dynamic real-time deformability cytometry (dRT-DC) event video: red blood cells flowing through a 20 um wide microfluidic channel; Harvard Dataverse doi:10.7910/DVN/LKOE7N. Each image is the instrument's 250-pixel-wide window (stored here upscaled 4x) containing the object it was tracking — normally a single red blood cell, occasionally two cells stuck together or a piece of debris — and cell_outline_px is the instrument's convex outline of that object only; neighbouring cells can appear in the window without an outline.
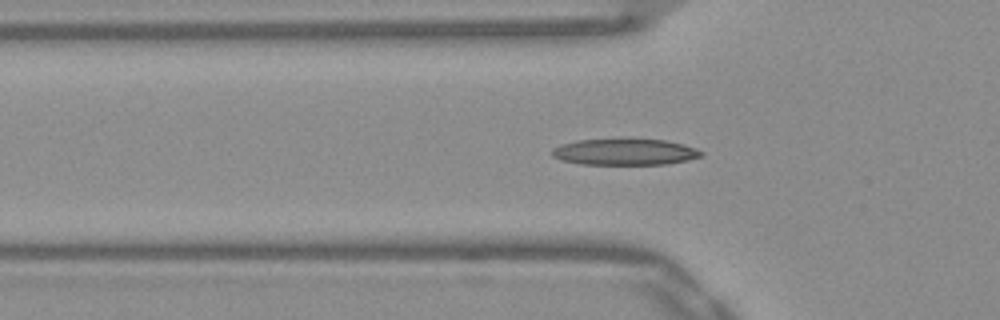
{"species": "Egyptian fruit bat (a non-hibernating species)", "species_latin": "Rousettus aegyptiacus", "temperature_condition": "warm", "stored_images_in_passage": 43, "segment_of_instrument_passage": [1, 2], "camera_frame_rate_fps": 3000, "um_per_image_px": 0.085, "frame": {"image": 1, "passage_image": 7, "time_ms": 2.0, "image_size_px": [1000, 320], "cell_outline_px": [[704, 156], [688, 160], [664, 164], [580, 164], [560, 160], [552, 156], [552, 148], [560, 144], [576, 140], [628, 136], [664, 140], [684, 144], [696, 148], [704, 152]], "centroid_in_image_um": [53.1, 12.86], "position_along_channel_um": 72.7, "area_um2": 23.99}}
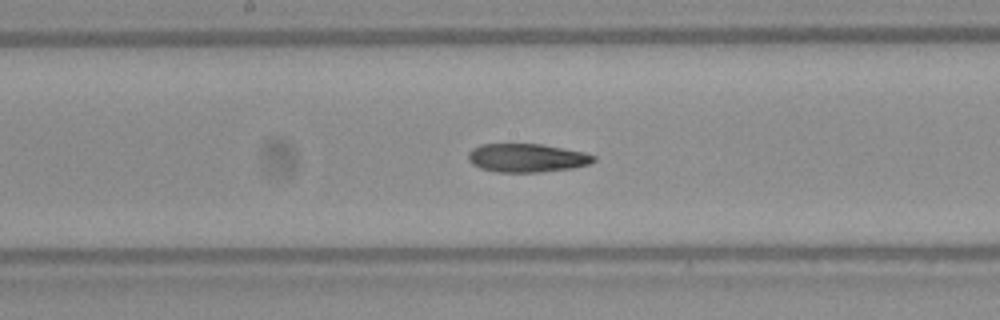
{"frame": {"image": 2, "passage_image": 17, "time_ms": 5.333, "image_size_px": [1000, 320], "cell_outline_px": [[596, 160], [588, 164], [572, 168], [540, 172], [496, 172], [480, 168], [472, 164], [468, 160], [468, 152], [472, 148], [480, 144], [544, 144], [584, 152], [596, 156]], "centroid_in_image_um": [44.77, 13.42], "position_along_channel_um": 203.4, "area_um2": 20.98}}
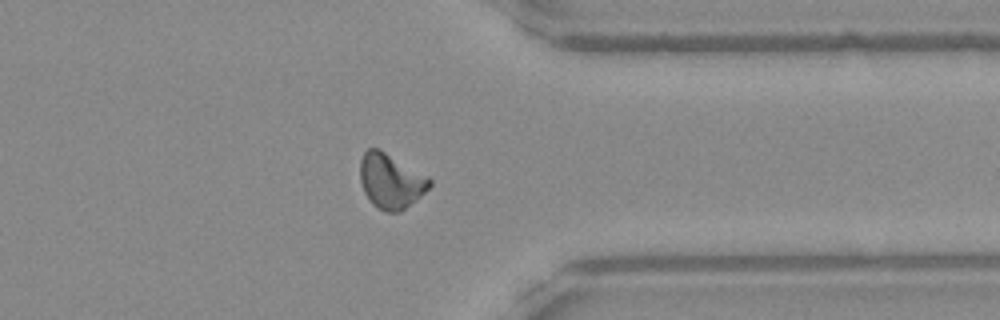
{"frame": {"image": 3, "passage_image": 31, "time_ms": 10.0, "image_size_px": [1000, 320], "cell_outline_px": [[432, 184], [416, 200], [400, 212], [388, 212], [372, 204], [364, 192], [360, 180], [360, 160], [364, 152], [368, 148], [380, 148], [428, 176], [432, 180]], "centroid_in_image_um": [33.21, 15.36], "position_along_channel_um": 378.2, "area_um2": 22.25}}